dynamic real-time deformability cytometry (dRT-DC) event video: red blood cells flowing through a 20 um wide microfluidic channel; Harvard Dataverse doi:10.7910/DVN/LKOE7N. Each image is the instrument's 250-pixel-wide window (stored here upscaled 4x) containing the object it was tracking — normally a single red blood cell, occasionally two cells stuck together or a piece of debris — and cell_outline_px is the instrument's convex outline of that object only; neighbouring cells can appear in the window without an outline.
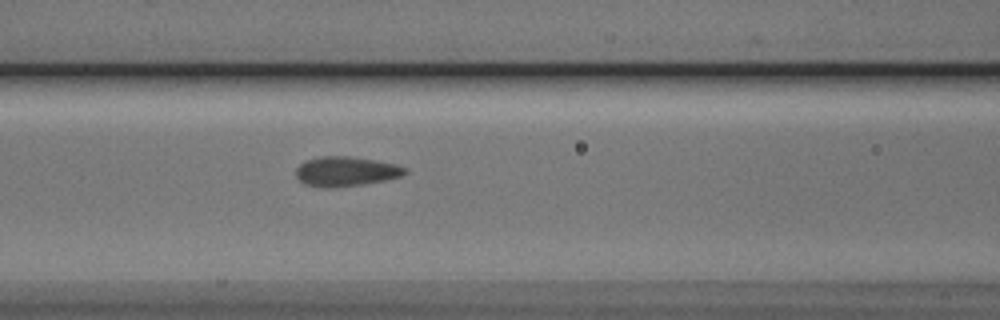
{"species": "Egyptian fruit bat (a non-hibernating species)", "species_latin": "Rousettus aegyptiacus", "temperature_condition": "cold", "stored_images_in_passage": 40, "camera_frame_rate_fps": 3000, "um_per_image_px": 0.085, "animal": {"sex": "male"}, "frame": {"image": 1, "passage_image": 9, "time_ms": 2.667, "image_size_px": [1000, 320], "cell_outline_px": [[408, 172], [404, 176], [364, 184], [328, 188], [324, 188], [304, 184], [296, 176], [296, 168], [300, 164], [308, 160], [320, 156], [348, 156], [376, 160], [396, 164], [408, 168]], "centroid_in_image_um": [29.44, 14.57], "position_along_channel_um": 137.2, "area_um2": 18.96}}
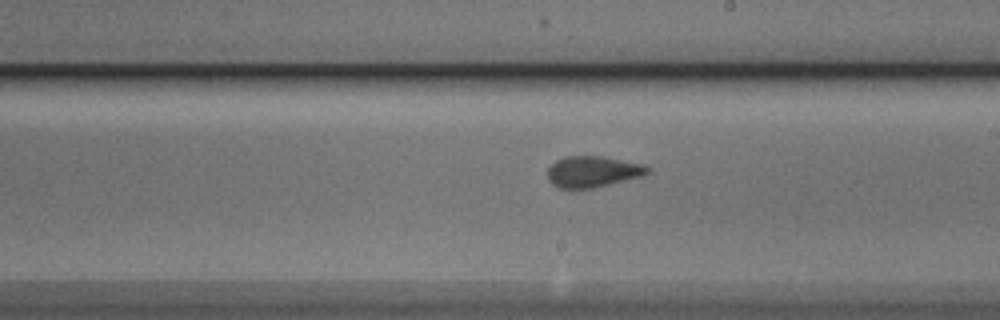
{"frame": {"image": 2, "passage_image": 17, "time_ms": 5.333, "image_size_px": [1000, 320], "cell_outline_px": [[648, 172], [640, 176], [592, 188], [560, 188], [552, 184], [548, 180], [548, 168], [556, 160], [564, 156], [604, 156], [640, 164], [648, 168]], "centroid_in_image_um": [50.3, 14.58], "position_along_channel_um": 238.7, "area_um2": 17.74}}
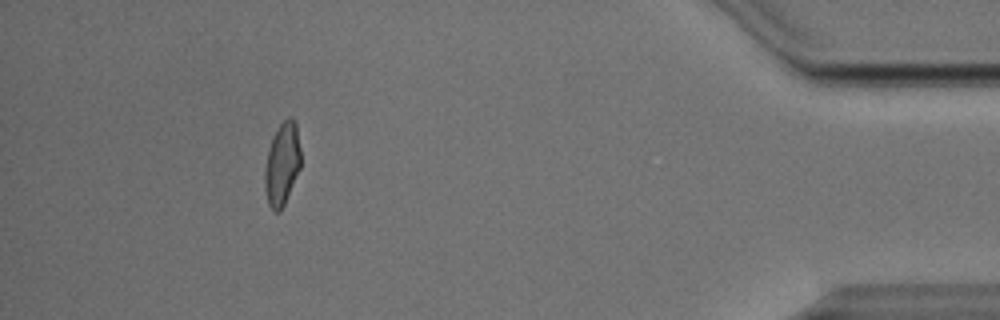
{"frame": {"image": 3, "passage_image": 35, "time_ms": 11.333, "image_size_px": [1000, 320], "cell_outline_px": [[300, 168], [284, 204], [280, 212], [276, 212], [268, 204], [264, 188], [264, 172], [268, 148], [272, 136], [280, 124], [288, 116], [292, 116], [296, 124], [300, 148]], "centroid_in_image_um": [23.96, 13.92], "position_along_channel_um": 411.2, "area_um2": 17.4}, "authors_computed_cell_mechanics": {"area_um2": 18.0336, "velocity_mm_per_s": 3.8126, "shape_relaxation_time_tau1_ms": 2.8598, "shape_relaxation_time_tau2_ms": 0.7694, "deformation_change_tau1": 0.1224, "deformation_change_tau2": 0.0698}}